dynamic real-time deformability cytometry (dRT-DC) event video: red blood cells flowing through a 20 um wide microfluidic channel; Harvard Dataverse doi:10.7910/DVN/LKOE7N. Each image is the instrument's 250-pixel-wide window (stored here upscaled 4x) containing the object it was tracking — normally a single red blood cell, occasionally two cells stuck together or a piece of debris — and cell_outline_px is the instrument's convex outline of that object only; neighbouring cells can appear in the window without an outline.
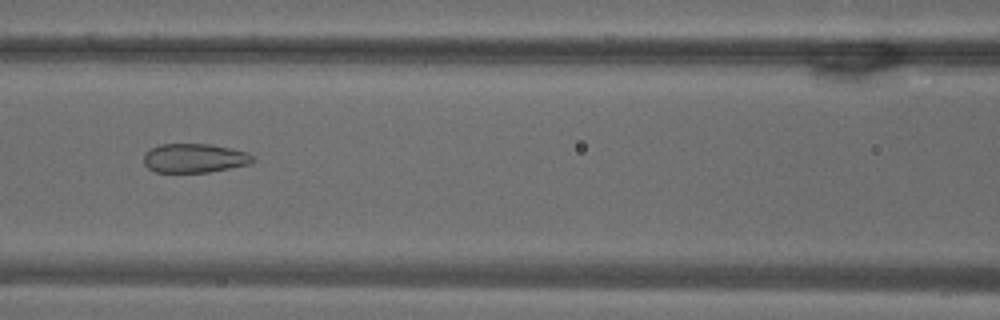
{"species": "common noctule bat (a hibernating species)", "species_latin": "Nyctalus noctula", "temperature_condition": "warm", "stored_images_in_passage": 54, "camera_frame_rate_fps": 3000, "um_per_image_px": 0.085, "animal": {"sex": "male", "body_mass_g": 18.8}, "frame": {"image": 1, "passage_image": 24, "time_ms": 7.667, "image_size_px": [1000, 320], "cell_outline_px": [[256, 160], [248, 164], [208, 172], [156, 172], [148, 168], [144, 164], [144, 152], [160, 144], [208, 144], [248, 152]], "centroid_in_image_um": [16.5, 13.44], "position_along_channel_um": 150.1, "area_um2": 18.32}}
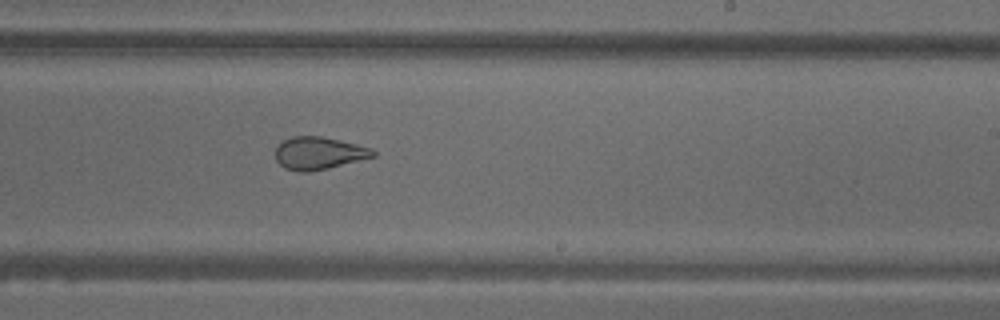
{"frame": {"image": 2, "passage_image": 33, "time_ms": 10.667, "image_size_px": [1000, 320], "cell_outline_px": [[376, 156], [328, 168], [308, 172], [300, 172], [284, 168], [276, 160], [276, 144], [292, 136], [320, 136], [340, 140], [372, 148], [376, 152]], "centroid_in_image_um": [27.08, 13.01], "position_along_channel_um": 261.9, "area_um2": 18.55}}
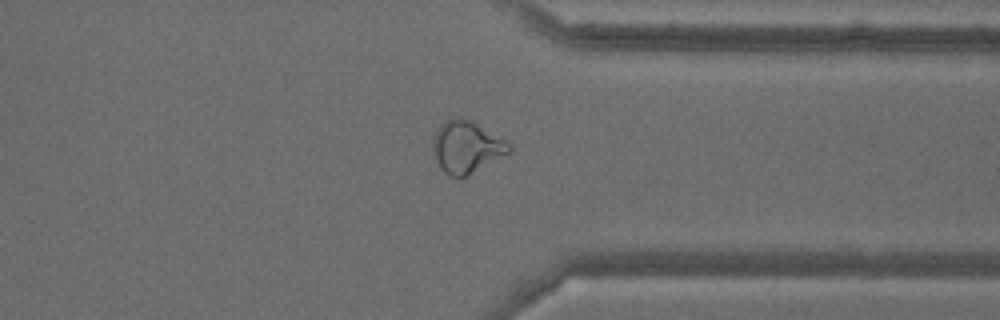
{"frame": {"image": 3, "passage_image": 42, "time_ms": 13.667, "image_size_px": [1000, 320], "cell_outline_px": [[512, 152], [464, 176], [452, 176], [444, 172], [440, 168], [432, 152], [432, 140], [440, 124], [444, 120], [452, 116], [460, 116], [472, 120], [504, 140], [512, 148]], "centroid_in_image_um": [39.61, 12.45], "position_along_channel_um": 371.8, "area_um2": 23.06}, "authors_computed_cell_mechanics": {"area_um2": 24.3338, "velocity_mm_per_s": 3.7391, "shape_relaxation_time_tau1_ms": null, "shape_relaxation_time_tau2_ms": 0.9751, "deformation_change_tau1": null, "deformation_change_tau2": 0.0796}}